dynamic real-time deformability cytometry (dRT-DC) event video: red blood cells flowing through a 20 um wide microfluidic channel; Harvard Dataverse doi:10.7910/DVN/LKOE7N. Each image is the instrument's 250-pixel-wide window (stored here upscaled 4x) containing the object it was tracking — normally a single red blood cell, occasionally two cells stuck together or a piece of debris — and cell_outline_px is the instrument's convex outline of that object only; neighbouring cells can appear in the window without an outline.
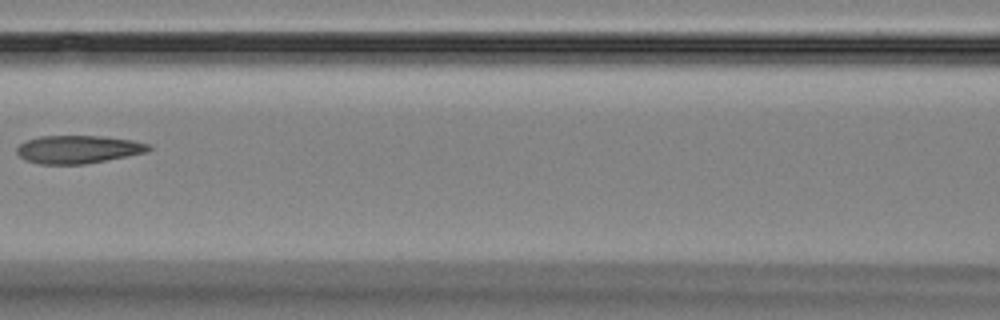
{"species": "Egyptian fruit bat (a non-hibernating species)", "species_latin": "Rousettus aegyptiacus", "temperature_condition": "room temperature", "stored_images_in_passage": 6, "camera_frame_rate_fps": 3000, "um_per_image_px": 0.085, "animal": {"sex": "female"}, "frame": {"image": 1, "passage_image": 5, "time_ms": 4.667, "image_size_px": [1000, 320], "cell_outline_px": [[152, 148], [148, 152], [84, 164], [40, 164], [24, 160], [16, 152], [16, 148], [24, 140], [40, 136], [100, 136], [132, 140], [148, 144]], "centroid_in_image_um": [6.6, 12.69], "position_along_channel_um": 160.0, "area_um2": 21.5}}
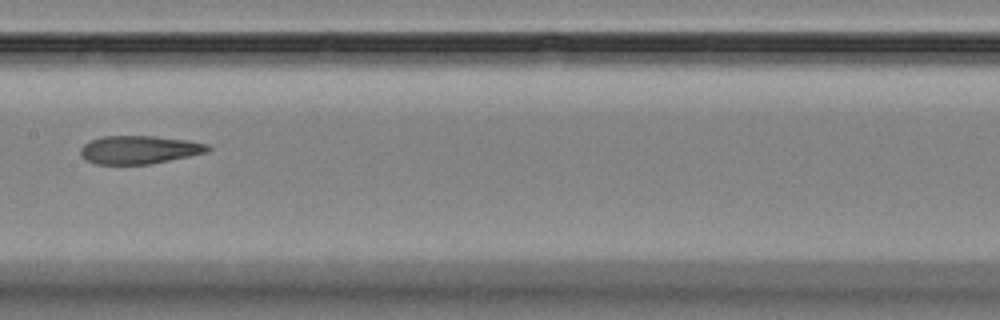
{"frame": {"image": 2, "passage_image": 6, "time_ms": 5.667, "image_size_px": [1000, 320], "cell_outline_px": [[212, 148], [208, 152], [148, 164], [96, 164], [80, 156], [80, 148], [88, 140], [104, 136], [156, 136], [188, 140], [208, 144]], "centroid_in_image_um": [11.82, 12.71], "position_along_channel_um": 195.6, "area_um2": 20.92}}